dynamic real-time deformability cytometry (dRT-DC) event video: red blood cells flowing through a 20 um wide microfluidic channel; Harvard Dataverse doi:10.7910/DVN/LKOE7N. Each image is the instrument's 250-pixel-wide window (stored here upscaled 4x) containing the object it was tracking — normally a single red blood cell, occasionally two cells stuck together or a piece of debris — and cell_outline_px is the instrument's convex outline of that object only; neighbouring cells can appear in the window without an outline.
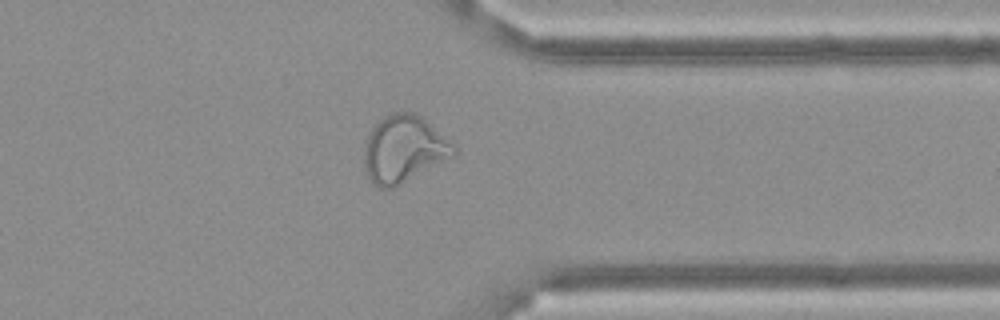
{"species": "Egyptian fruit bat (a non-hibernating species)", "species_latin": "Rousettus aegyptiacus", "temperature_condition": "cold", "stored_images_in_passage": 45, "camera_frame_rate_fps": 3000, "um_per_image_px": 0.085, "frame": {"image": 1, "passage_image": 34, "time_ms": 11.0, "image_size_px": [1000, 320], "cell_outline_px": [[456, 156], [392, 188], [380, 188], [372, 184], [368, 176], [364, 164], [364, 148], [368, 136], [372, 128], [384, 116], [392, 112], [416, 112], [456, 144]], "centroid_in_image_um": [34.36, 12.67], "position_along_channel_um": 377.0, "area_um2": 35.2}}
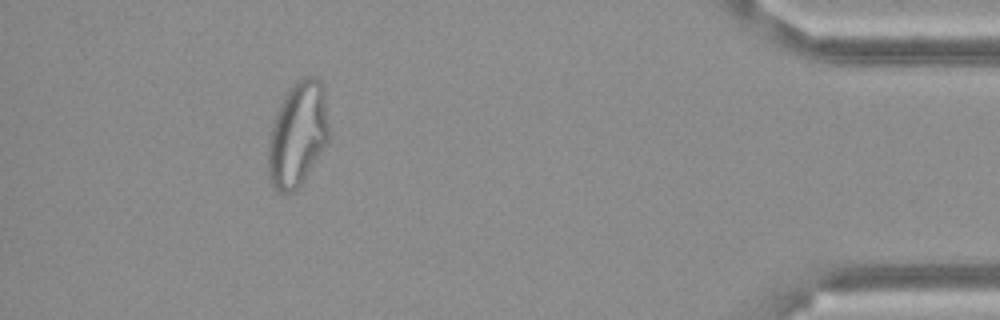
{"frame": {"image": 2, "passage_image": 41, "time_ms": 13.333, "image_size_px": [1000, 320], "cell_outline_px": [[328, 140], [300, 184], [292, 192], [280, 192], [272, 188], [268, 172], [268, 144], [272, 124], [280, 104], [284, 96], [296, 80], [304, 76], [316, 76], [320, 80], [324, 88], [328, 124]], "centroid_in_image_um": [25.28, 11.38], "position_along_channel_um": 409.9, "area_um2": 36.65}}